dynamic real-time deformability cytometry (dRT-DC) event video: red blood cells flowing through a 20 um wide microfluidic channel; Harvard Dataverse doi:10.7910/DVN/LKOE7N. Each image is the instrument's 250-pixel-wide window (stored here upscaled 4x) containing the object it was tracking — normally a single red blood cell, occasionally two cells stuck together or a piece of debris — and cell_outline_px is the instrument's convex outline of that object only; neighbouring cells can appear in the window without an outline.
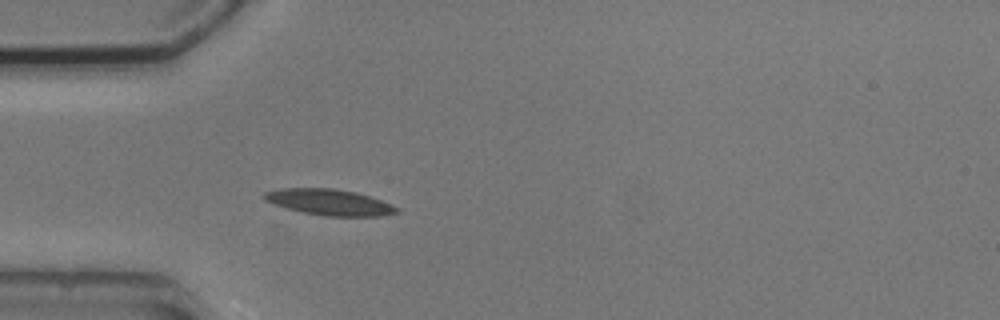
{"species": "common noctule bat (a hibernating species)", "species_latin": "Nyctalus noctula", "temperature_condition": "cold", "stored_images_in_passage": 1, "camera_frame_rate_fps": 3000, "um_per_image_px": 0.085, "animal": {"sex": "male", "body_mass_g": 20.5, "forearm_length_mm": 52.5}, "frame": {"image": 1, "passage_image": 1, "time_ms": 0.0, "image_size_px": [1000, 320], "cell_outline_px": [[400, 212], [380, 216], [324, 216], [304, 212], [288, 208], [264, 200], [264, 192], [280, 188], [332, 188], [356, 192], [392, 204], [400, 208]], "centroid_in_image_um": [28.04, 17.18], "position_along_channel_um": 57.0, "area_um2": 19.94}}